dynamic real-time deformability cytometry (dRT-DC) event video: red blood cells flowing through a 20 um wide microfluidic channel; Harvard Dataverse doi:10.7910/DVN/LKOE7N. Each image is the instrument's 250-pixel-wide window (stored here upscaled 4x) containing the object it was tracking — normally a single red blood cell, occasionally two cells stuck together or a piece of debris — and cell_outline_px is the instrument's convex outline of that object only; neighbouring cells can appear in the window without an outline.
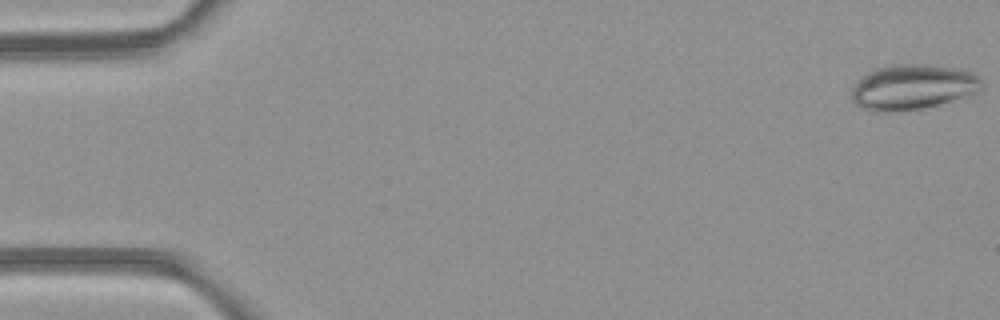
{"species": "common noctule bat (a hibernating species)", "species_latin": "Nyctalus noctula", "temperature_condition": "room temperature", "stored_images_in_passage": 5, "camera_frame_rate_fps": 3000, "um_per_image_px": 0.085, "animal": {"sex": "female", "body_mass_g": 21.9}, "frame": {"image": 1, "passage_image": 1, "time_ms": 0.0, "image_size_px": [1000, 320], "cell_outline_px": [[984, 88], [976, 92], [940, 104], [920, 108], [876, 112], [860, 108], [852, 100], [852, 88], [856, 80], [860, 76], [876, 68], [892, 64], [936, 64], [964, 68], [980, 76], [984, 80]], "centroid_in_image_um": [77.61, 7.35], "position_along_channel_um": 7.4, "area_um2": 34.8}}